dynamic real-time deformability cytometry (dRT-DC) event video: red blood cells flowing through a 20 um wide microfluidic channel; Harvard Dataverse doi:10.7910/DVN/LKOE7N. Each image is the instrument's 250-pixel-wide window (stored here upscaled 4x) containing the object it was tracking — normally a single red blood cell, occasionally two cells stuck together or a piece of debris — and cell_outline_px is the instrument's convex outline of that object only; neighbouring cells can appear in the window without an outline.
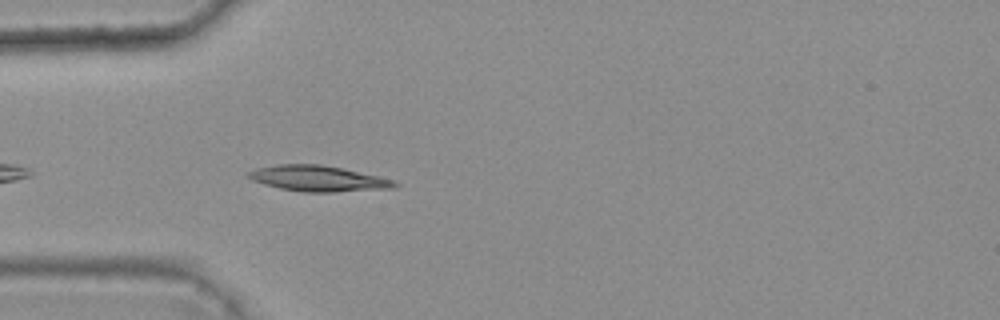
{"species": "common noctule bat (a hibernating species)", "species_latin": "Nyctalus noctula", "temperature_condition": "warm", "stored_images_in_passage": 3, "camera_frame_rate_fps": 3000, "um_per_image_px": 0.085, "animal": {"sex": "female", "body_mass_g": 25.1}, "frame": {"image": 1, "passage_image": 3, "time_ms": 0.667, "image_size_px": [1000, 320], "cell_outline_px": [[400, 184], [396, 188], [332, 192], [304, 192], [280, 188], [264, 184], [252, 180], [244, 176], [248, 172], [256, 168], [280, 164], [320, 164], [340, 168], [376, 176], [392, 180]], "centroid_in_image_um": [27.0, 15.18], "position_along_channel_um": 58.0, "area_um2": 21.73}}